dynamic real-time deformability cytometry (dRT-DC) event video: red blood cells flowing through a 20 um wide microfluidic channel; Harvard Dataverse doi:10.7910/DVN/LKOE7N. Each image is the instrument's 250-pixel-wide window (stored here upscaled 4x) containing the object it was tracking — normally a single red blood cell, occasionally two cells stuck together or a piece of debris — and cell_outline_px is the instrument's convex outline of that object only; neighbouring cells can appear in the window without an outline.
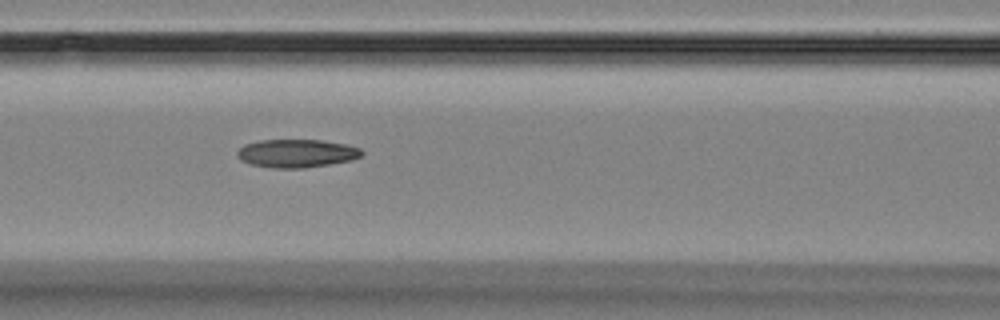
{"species": "Egyptian fruit bat (a non-hibernating species)", "species_latin": "Rousettus aegyptiacus", "temperature_condition": "room temperature", "stored_images_in_passage": 10, "camera_frame_rate_fps": 3000, "um_per_image_px": 0.085, "animal": {"sex": "female"}, "frame": {"image": 1, "passage_image": 8, "time_ms": 8.0, "image_size_px": [1000, 320], "cell_outline_px": [[364, 152], [360, 156], [352, 160], [304, 168], [272, 168], [252, 164], [240, 160], [236, 156], [236, 152], [244, 144], [260, 140], [320, 140], [348, 144], [360, 148]], "centroid_in_image_um": [25.2, 13.03], "position_along_channel_um": 141.4, "area_um2": 20.52}}
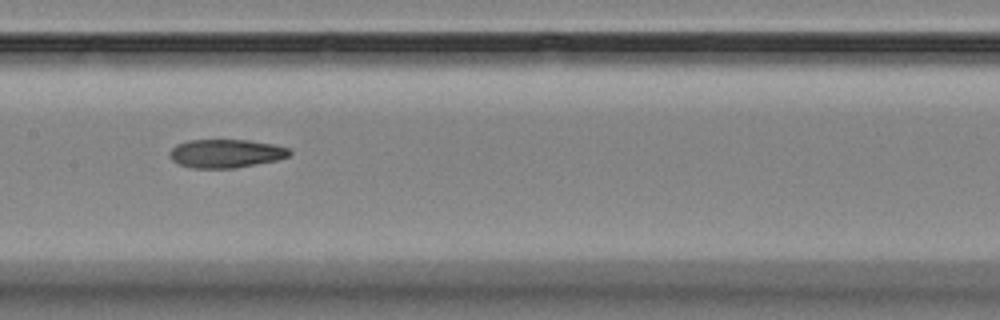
{"frame": {"image": 2, "passage_image": 9, "time_ms": 9.333, "image_size_px": [1000, 320], "cell_outline_px": [[292, 152], [288, 156], [276, 160], [236, 168], [192, 168], [180, 164], [172, 160], [168, 152], [176, 144], [188, 140], [248, 140], [272, 144], [288, 148]], "centroid_in_image_um": [19.17, 13.04], "position_along_channel_um": 188.2, "area_um2": 19.83}}